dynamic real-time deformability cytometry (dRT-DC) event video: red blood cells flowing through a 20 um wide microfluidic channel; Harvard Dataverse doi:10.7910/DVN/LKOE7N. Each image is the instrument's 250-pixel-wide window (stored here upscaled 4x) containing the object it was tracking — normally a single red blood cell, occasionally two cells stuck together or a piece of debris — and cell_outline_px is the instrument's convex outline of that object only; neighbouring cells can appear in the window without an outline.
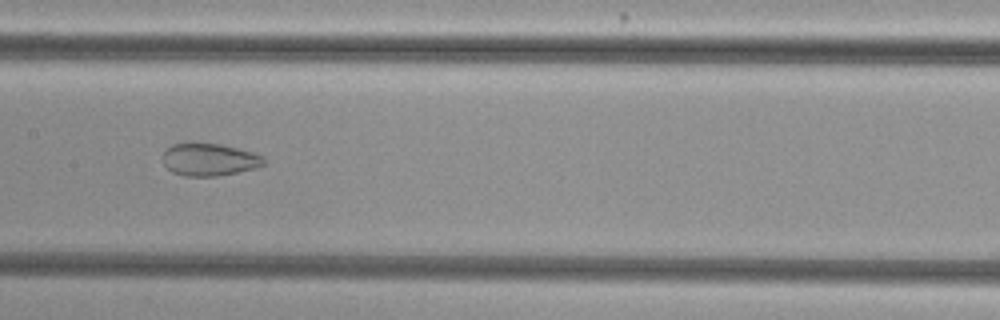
{"species": "common noctule bat (a hibernating species)", "species_latin": "Nyctalus noctula", "temperature_condition": "cold", "stored_images_in_passage": 53, "camera_frame_rate_fps": 3000, "um_per_image_px": 0.085, "animal": {"sex": "female", "body_mass_g": 29.2, "forearm_length_mm": 56.3}, "frame": {"image": 1, "passage_image": 27, "time_ms": 8.667, "image_size_px": [1000, 320], "cell_outline_px": [[264, 164], [252, 168], [236, 172], [216, 176], [184, 176], [172, 172], [164, 164], [164, 152], [172, 144], [188, 140], [192, 140], [220, 144], [252, 152], [264, 156]], "centroid_in_image_um": [17.73, 13.52], "position_along_channel_um": 189.7, "area_um2": 19.36}}
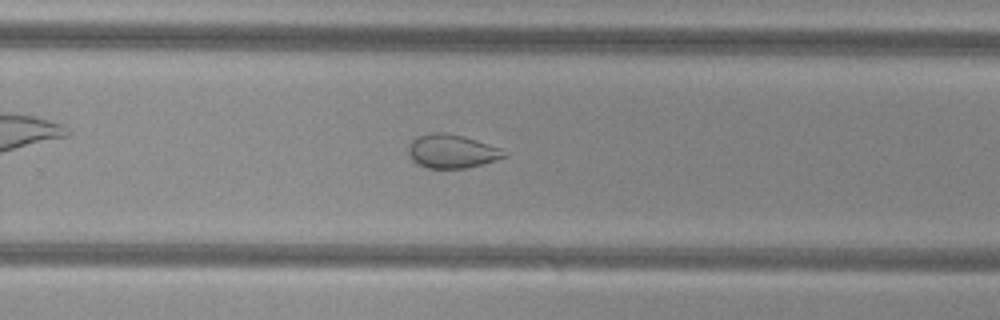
{"frame": {"image": 2, "passage_image": 35, "time_ms": 11.333, "image_size_px": [1000, 320], "cell_outline_px": [[508, 156], [484, 164], [464, 168], [428, 168], [416, 164], [412, 160], [408, 152], [408, 148], [412, 140], [416, 136], [432, 132], [444, 132], [464, 136], [500, 148], [508, 152]], "centroid_in_image_um": [38.41, 12.86], "position_along_channel_um": 291.4, "area_um2": 18.96}}
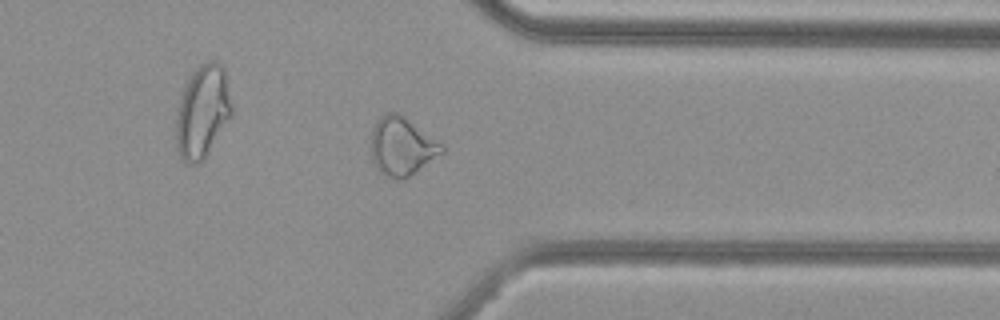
{"frame": {"image": 3, "passage_image": 42, "time_ms": 13.667, "image_size_px": [1000, 320], "cell_outline_px": [[444, 152], [404, 180], [388, 176], [380, 172], [372, 160], [372, 128], [380, 116], [384, 112], [400, 112], [440, 144], [444, 148]], "centroid_in_image_um": [34.13, 12.42], "position_along_channel_um": 377.3, "area_um2": 23.7}, "authors_computed_cell_mechanics": {"area_um2": 26.7036, "velocity_mm_per_s": 3.8266, "shape_relaxation_time_tau1_ms": null, "shape_relaxation_time_tau2_ms": 1.6715, "deformation_change_tau1": null, "deformation_change_tau2": 0.0728}}